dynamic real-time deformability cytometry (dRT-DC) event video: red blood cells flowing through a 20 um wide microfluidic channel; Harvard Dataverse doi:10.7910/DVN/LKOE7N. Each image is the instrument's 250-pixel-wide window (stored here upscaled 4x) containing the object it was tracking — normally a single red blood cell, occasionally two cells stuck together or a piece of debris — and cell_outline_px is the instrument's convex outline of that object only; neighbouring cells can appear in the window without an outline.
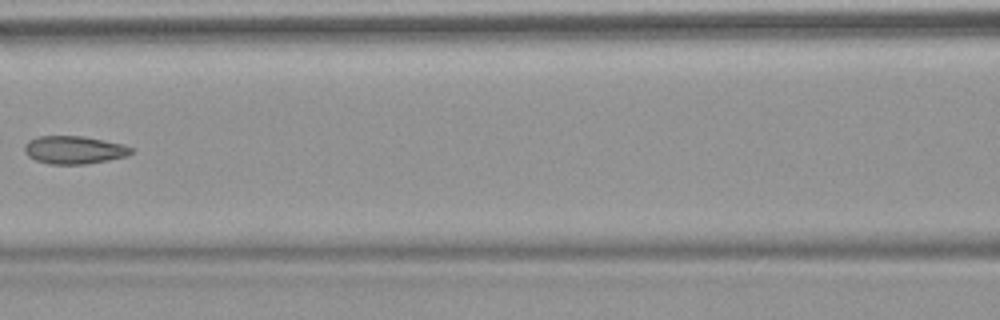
{"species": "common noctule bat (a hibernating species)", "species_latin": "Nyctalus noctula", "temperature_condition": "warm", "stored_images_in_passage": 8, "camera_frame_rate_fps": 3000, "um_per_image_px": 0.085, "animal": {"sex": "female", "body_mass_g": 18.4}, "frame": {"image": 1, "passage_image": 7, "time_ms": 8.0, "image_size_px": [1000, 320], "cell_outline_px": [[132, 152], [128, 156], [88, 164], [48, 164], [36, 160], [28, 156], [24, 152], [24, 144], [28, 140], [36, 136], [84, 136], [124, 144], [132, 148]], "centroid_in_image_um": [6.28, 12.74], "position_along_channel_um": 160.3, "area_um2": 17.57}}